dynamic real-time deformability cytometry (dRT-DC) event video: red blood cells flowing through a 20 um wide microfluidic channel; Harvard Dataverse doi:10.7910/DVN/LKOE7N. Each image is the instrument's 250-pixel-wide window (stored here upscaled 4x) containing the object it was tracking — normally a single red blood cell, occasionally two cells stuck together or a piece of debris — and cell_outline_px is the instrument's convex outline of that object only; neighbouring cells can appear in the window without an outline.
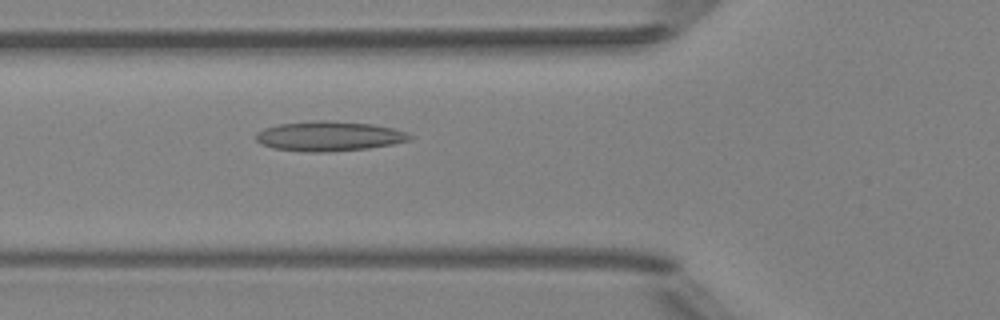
{"species": "Egyptian fruit bat (a non-hibernating species)", "species_latin": "Rousettus aegyptiacus", "temperature_condition": "room temperature", "stored_images_in_passage": 38, "camera_frame_rate_fps": 3000, "um_per_image_px": 0.085, "animal": {"sex": "female"}, "frame": {"image": 1, "passage_image": 9, "time_ms": 2.667, "image_size_px": [1000, 320], "cell_outline_px": [[412, 140], [392, 144], [368, 148], [328, 152], [304, 152], [272, 148], [260, 144], [256, 140], [256, 132], [264, 128], [280, 124], [312, 120], [324, 120], [372, 124], [392, 128], [404, 132], [412, 136]], "centroid_in_image_um": [27.93, 11.58], "position_along_channel_um": 97.9, "area_um2": 26.76}}
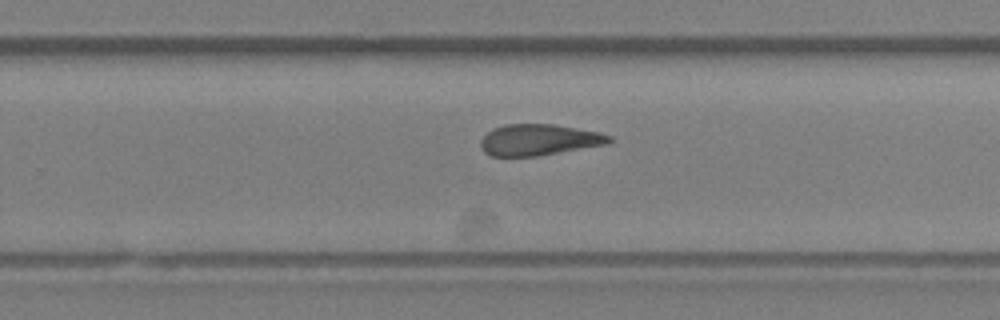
{"frame": {"image": 2, "passage_image": 23, "time_ms": 7.333, "image_size_px": [1000, 320], "cell_outline_px": [[612, 140], [608, 144], [536, 156], [492, 156], [484, 152], [480, 144], [480, 140], [492, 128], [504, 124], [552, 124], [600, 132], [612, 136]], "centroid_in_image_um": [45.81, 11.88], "position_along_channel_um": 284.0, "area_um2": 23.35}}
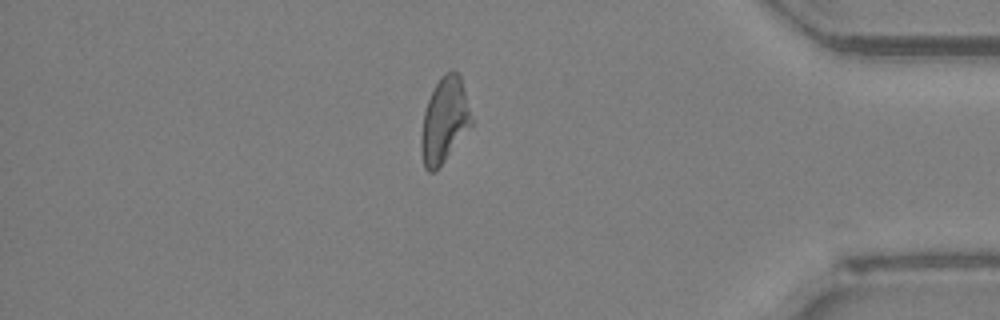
{"frame": {"image": 3, "passage_image": 34, "time_ms": 11.0, "image_size_px": [1000, 320], "cell_outline_px": [[472, 124], [444, 160], [432, 172], [428, 172], [424, 168], [420, 152], [420, 136], [424, 112], [428, 100], [440, 76], [444, 72], [452, 68], [460, 72], [472, 120]], "centroid_in_image_um": [37.75, 10.17], "position_along_channel_um": 397.4, "area_um2": 24.8}, "authors_computed_cell_mechanics": {"area_um2": 24.1604, "velocity_mm_per_s": 3.9965, "shape_relaxation_time_tau1_ms": null, "shape_relaxation_time_tau2_ms": 4.5959, "deformation_change_tau1": null, "deformation_change_tau2": 0.1606}}